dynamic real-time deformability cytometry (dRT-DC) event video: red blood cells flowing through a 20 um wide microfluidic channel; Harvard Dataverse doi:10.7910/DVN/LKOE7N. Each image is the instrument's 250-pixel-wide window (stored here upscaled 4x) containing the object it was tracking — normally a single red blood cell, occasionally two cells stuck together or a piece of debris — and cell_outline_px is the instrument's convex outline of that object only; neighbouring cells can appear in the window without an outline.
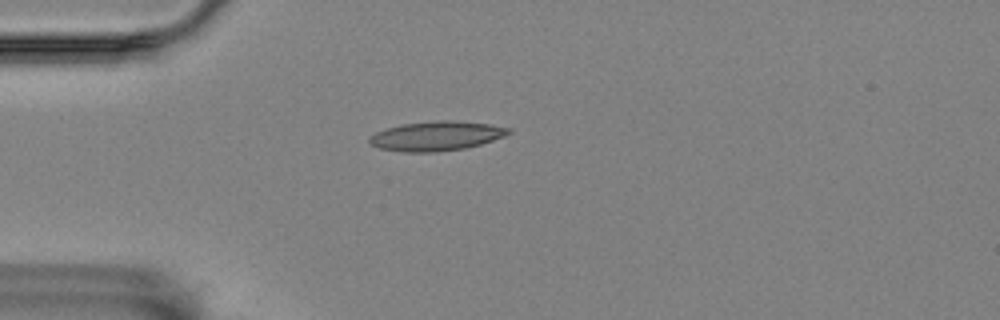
{"species": "Egyptian fruit bat (a non-hibernating species)", "species_latin": "Rousettus aegyptiacus", "temperature_condition": "room temperature", "stored_images_in_passage": 6, "camera_frame_rate_fps": 3000, "um_per_image_px": 0.085, "animal": {"sex": "female"}, "frame": {"image": 1, "passage_image": 1, "time_ms": 0.0, "image_size_px": [1000, 320], "cell_outline_px": [[512, 132], [504, 136], [480, 144], [464, 148], [436, 152], [404, 152], [380, 148], [372, 144], [368, 140], [376, 132], [400, 124], [440, 120], [452, 120], [488, 124], [508, 128]], "centroid_in_image_um": [37.09, 11.56], "position_along_channel_um": 47.9, "area_um2": 23.52}}
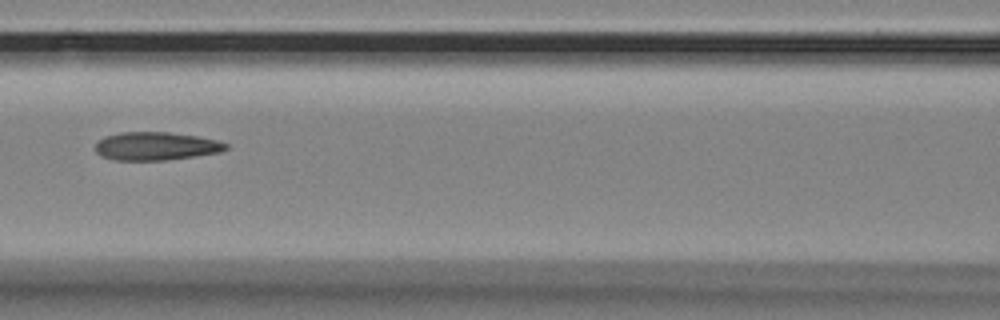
{"frame": {"image": 2, "passage_image": 4, "time_ms": 1.0, "image_size_px": [1000, 320], "cell_outline_px": [[228, 148], [220, 152], [164, 160], [116, 160], [104, 156], [96, 152], [96, 144], [104, 136], [120, 132], [168, 132], [196, 136], [216, 140], [228, 144]], "centroid_in_image_um": [13.25, 12.41], "position_along_channel_um": 153.3, "area_um2": 21.15}}
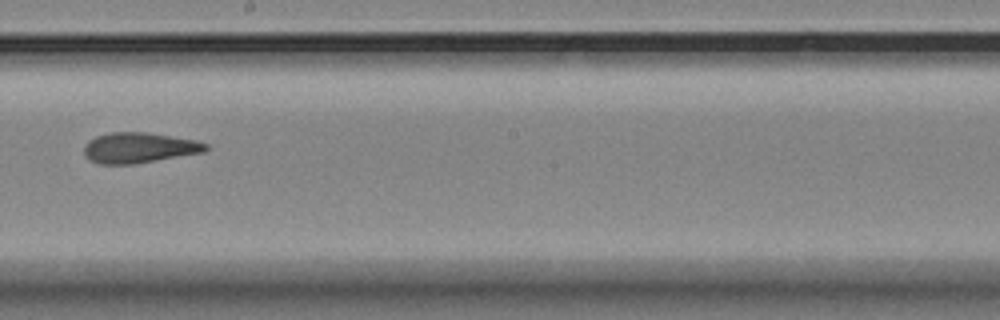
{"frame": {"image": 3, "passage_image": 6, "time_ms": 1.667, "image_size_px": [1000, 320], "cell_outline_px": [[208, 148], [204, 152], [132, 164], [100, 164], [88, 160], [84, 152], [84, 144], [88, 140], [96, 136], [108, 132], [144, 132], [196, 140], [208, 144]], "centroid_in_image_um": [11.78, 12.55], "position_along_channel_um": 236.4, "area_um2": 21.56}}